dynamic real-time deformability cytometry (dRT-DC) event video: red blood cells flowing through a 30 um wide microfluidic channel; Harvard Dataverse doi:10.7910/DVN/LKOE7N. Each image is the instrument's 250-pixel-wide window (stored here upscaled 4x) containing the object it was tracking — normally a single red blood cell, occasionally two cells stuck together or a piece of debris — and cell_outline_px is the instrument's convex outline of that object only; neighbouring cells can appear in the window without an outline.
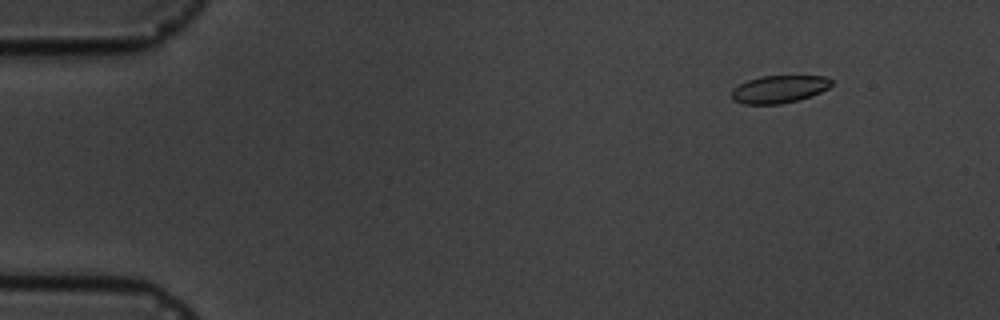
{"species": "common noctule bat (a hibernating species)", "species_latin": "Nyctalus noctula", "temperature_condition": "cold", "stored_images_in_passage": 6, "camera_frame_rate_fps": 3000, "um_per_image_px": 0.085, "animal": {"sex": "male", "body_mass_g": 19.5, "forearm_length_mm": 54.6}, "frame": {"image": 1, "passage_image": 2, "time_ms": 1.0, "image_size_px": [1000, 320], "cell_outline_px": [[832, 84], [828, 88], [820, 92], [796, 100], [780, 104], [744, 104], [732, 100], [732, 88], [748, 80], [760, 76], [828, 76], [832, 80]], "centroid_in_image_um": [66.21, 7.57], "position_along_channel_um": 18.8, "area_um2": 15.95}}
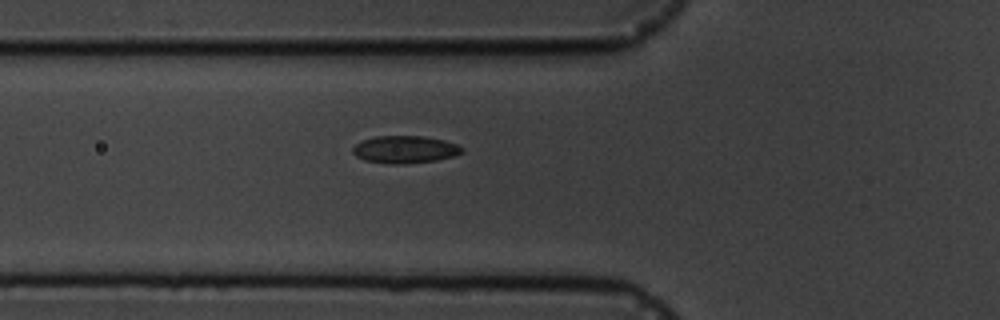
{"frame": {"image": 2, "passage_image": 6, "time_ms": 5.667, "image_size_px": [1000, 320], "cell_outline_px": [[464, 152], [456, 156], [436, 160], [404, 164], [388, 164], [364, 160], [356, 156], [352, 152], [352, 148], [360, 140], [376, 136], [424, 136], [444, 140], [456, 144], [464, 148]], "centroid_in_image_um": [34.42, 12.71], "position_along_channel_um": 91.4, "area_um2": 17.69}}